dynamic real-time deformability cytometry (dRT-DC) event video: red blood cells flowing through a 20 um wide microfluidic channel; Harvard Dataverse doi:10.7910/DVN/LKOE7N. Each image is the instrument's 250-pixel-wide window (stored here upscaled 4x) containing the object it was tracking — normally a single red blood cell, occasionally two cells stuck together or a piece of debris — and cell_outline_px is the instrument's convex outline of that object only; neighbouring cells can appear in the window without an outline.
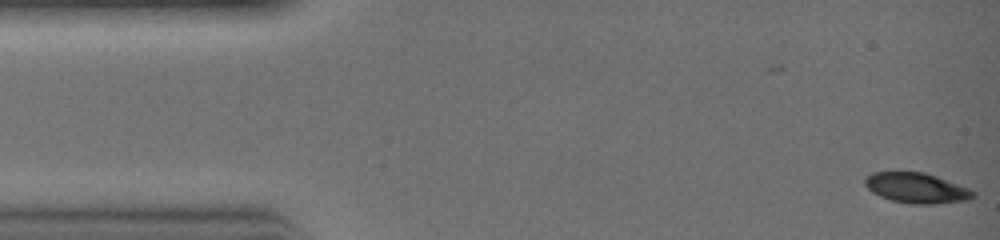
{"species": "common noctule bat (a hibernating species)", "species_latin": "Nyctalus noctula", "temperature_condition": "warm", "stored_images_in_passage": 25, "camera_frame_rate_fps": 3000, "um_per_image_px": 0.085, "animal": {"sex": "female", "body_mass_g": 19.0, "forearm_length_mm": 51.5}, "frame": {"image": 1, "passage_image": 1, "time_ms": 0.0, "image_size_px": [1000, 240], "cell_outline_px": [[976, 196], [968, 200], [932, 204], [908, 204], [892, 200], [880, 196], [872, 192], [864, 184], [864, 180], [872, 172], [924, 172], [936, 176], [968, 188], [976, 192]], "centroid_in_image_um": [77.91, 15.99], "position_along_channel_um": 7.1, "area_um2": 19.02}}
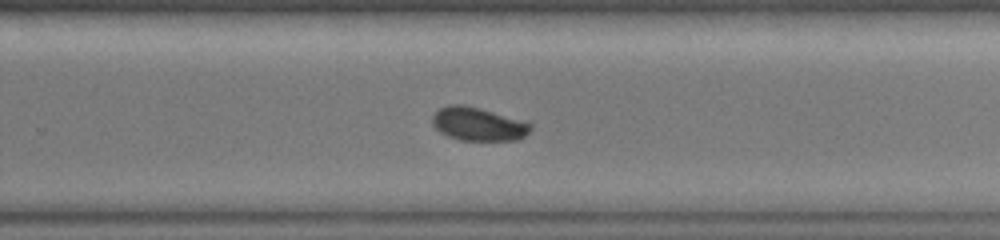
{"frame": {"image": 2, "passage_image": 20, "time_ms": 6.333, "image_size_px": [1000, 240], "cell_outline_px": [[532, 128], [524, 136], [516, 140], [460, 140], [448, 136], [440, 132], [432, 124], [432, 116], [440, 108], [448, 104], [464, 104], [528, 120], [532, 124]], "centroid_in_image_um": [40.68, 10.52], "position_along_channel_um": 289.1, "area_um2": 19.42}}
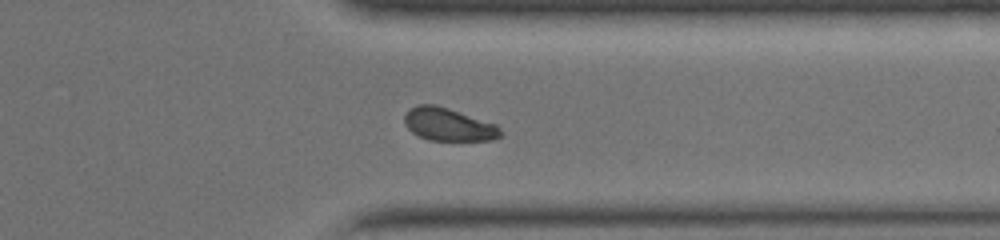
{"frame": {"image": 3, "passage_image": 24, "time_ms": 7.667, "image_size_px": [1000, 240], "cell_outline_px": [[504, 132], [500, 136], [492, 140], [428, 140], [412, 132], [408, 128], [404, 120], [404, 116], [416, 104], [436, 104], [496, 124]], "centroid_in_image_um": [38.14, 10.58], "position_along_channel_um": 373.3, "area_um2": 18.26}}